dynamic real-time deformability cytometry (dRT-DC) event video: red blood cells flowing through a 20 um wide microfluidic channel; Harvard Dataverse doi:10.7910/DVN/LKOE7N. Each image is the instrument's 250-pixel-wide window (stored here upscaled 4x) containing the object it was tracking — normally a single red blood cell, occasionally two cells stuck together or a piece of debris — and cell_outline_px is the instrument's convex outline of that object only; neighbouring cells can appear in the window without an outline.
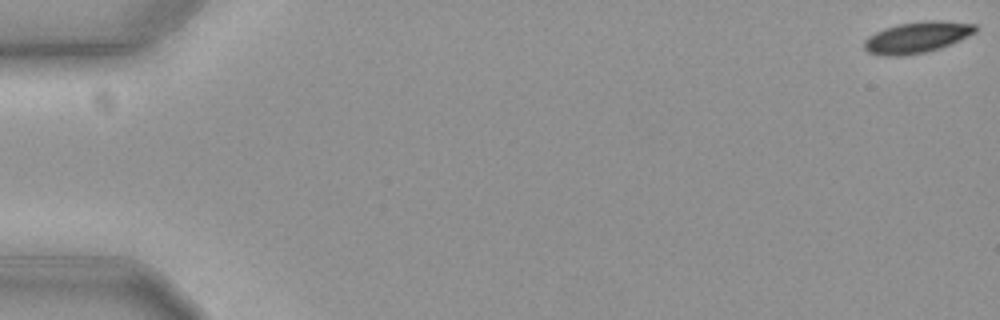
{"species": "common noctule bat (a hibernating species)", "species_latin": "Nyctalus noctula", "temperature_condition": "cold", "stored_images_in_passage": 6, "camera_frame_rate_fps": 3000, "um_per_image_px": 0.085, "animal": {"sex": "female", "body_mass_g": 19.3, "forearm_length_mm": 54.1}, "frame": {"image": 1, "passage_image": 1, "time_ms": 0.0, "image_size_px": [1000, 320], "cell_outline_px": [[976, 32], [960, 40], [940, 48], [924, 52], [900, 56], [880, 56], [868, 52], [864, 48], [864, 40], [868, 36], [884, 28], [900, 24], [932, 20], [940, 20], [976, 24]], "centroid_in_image_um": [77.93, 3.18], "position_along_channel_um": 7.1, "area_um2": 20.11}}